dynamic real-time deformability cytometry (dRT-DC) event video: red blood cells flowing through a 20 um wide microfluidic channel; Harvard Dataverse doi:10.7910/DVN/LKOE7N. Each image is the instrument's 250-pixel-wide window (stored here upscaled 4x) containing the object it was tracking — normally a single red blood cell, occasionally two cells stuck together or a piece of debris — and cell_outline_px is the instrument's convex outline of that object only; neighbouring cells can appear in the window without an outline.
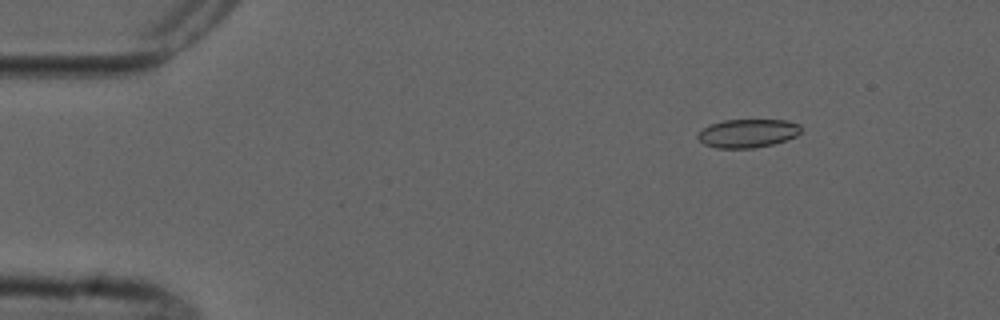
{"species": "common noctule bat (a hibernating species)", "species_latin": "Nyctalus noctula", "temperature_condition": "cold", "stored_images_in_passage": 4, "camera_frame_rate_fps": 3000, "um_per_image_px": 0.085, "animal": {"sex": "male", "forearm_length_mm": 52.5}, "frame": {"image": 1, "passage_image": 1, "time_ms": 0.0, "image_size_px": [1000, 320], "cell_outline_px": [[800, 132], [796, 136], [772, 144], [752, 148], [716, 148], [704, 144], [696, 136], [704, 128], [712, 124], [724, 120], [788, 120], [800, 124]], "centroid_in_image_um": [63.56, 11.32], "position_along_channel_um": 21.4, "area_um2": 16.94}}
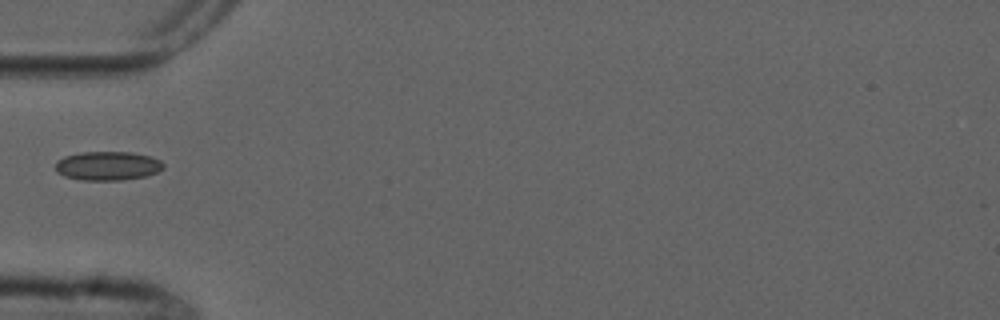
{"frame": {"image": 2, "passage_image": 4, "time_ms": 3.667, "image_size_px": [1000, 320], "cell_outline_px": [[164, 168], [156, 172], [144, 176], [120, 180], [80, 180], [64, 176], [56, 172], [56, 160], [64, 156], [84, 152], [132, 152], [148, 156], [160, 160], [164, 164]], "centroid_in_image_um": [9.12, 14.09], "position_along_channel_um": 75.9, "area_um2": 18.15}}